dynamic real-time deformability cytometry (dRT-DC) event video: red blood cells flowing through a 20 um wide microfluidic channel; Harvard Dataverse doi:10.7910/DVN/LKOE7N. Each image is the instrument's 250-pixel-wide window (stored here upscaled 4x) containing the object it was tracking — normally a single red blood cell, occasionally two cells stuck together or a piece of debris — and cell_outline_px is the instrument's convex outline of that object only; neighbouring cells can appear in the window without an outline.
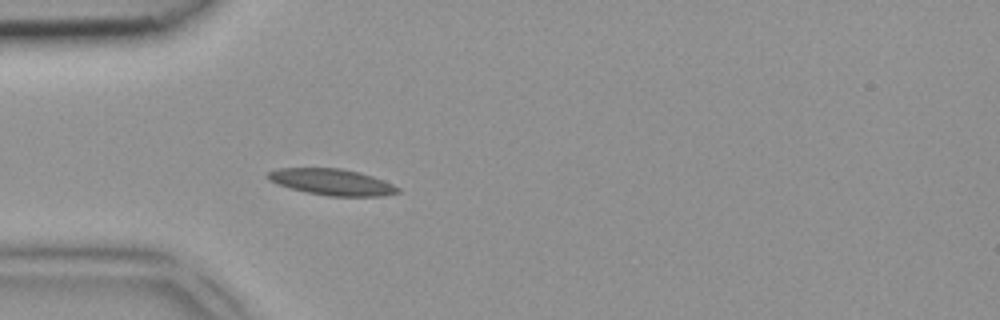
{"species": "common noctule bat (a hibernating species)", "species_latin": "Nyctalus noctula", "temperature_condition": "room temperature", "stored_images_in_passage": 3, "camera_frame_rate_fps": 3000, "um_per_image_px": 0.085, "animal": {"sex": "female", "body_mass_g": 18.4}, "frame": {"image": 1, "passage_image": 3, "time_ms": 0.667, "image_size_px": [1000, 320], "cell_outline_px": [[400, 192], [384, 196], [328, 196], [288, 188], [276, 184], [268, 180], [264, 176], [268, 172], [276, 168], [340, 168], [360, 172], [384, 180], [400, 188]], "centroid_in_image_um": [28.18, 15.47], "position_along_channel_um": 56.8, "area_um2": 20.11}}